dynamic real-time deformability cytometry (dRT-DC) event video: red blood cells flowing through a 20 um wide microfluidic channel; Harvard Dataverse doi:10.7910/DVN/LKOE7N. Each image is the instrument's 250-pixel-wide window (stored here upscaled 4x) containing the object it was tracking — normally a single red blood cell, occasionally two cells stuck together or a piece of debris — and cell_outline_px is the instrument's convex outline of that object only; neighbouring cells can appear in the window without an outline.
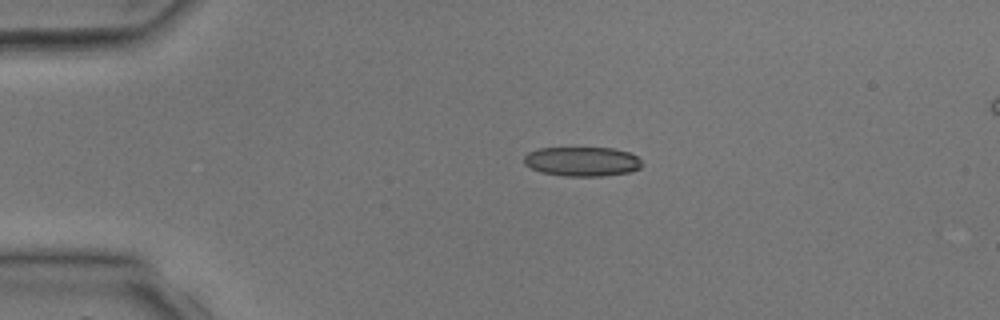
{"species": "common noctule bat (a hibernating species)", "species_latin": "Nyctalus noctula", "temperature_condition": "room temperature", "stored_images_in_passage": 4, "camera_frame_rate_fps": 3000, "um_per_image_px": 0.085, "animal": {"sex": "male", "body_mass_g": 17.9, "forearm_length_mm": 54.2}, "frame": {"image": 1, "passage_image": 2, "time_ms": 1.333, "image_size_px": [1000, 320], "cell_outline_px": [[644, 164], [640, 168], [628, 172], [604, 176], [564, 176], [540, 172], [524, 164], [524, 156], [528, 152], [536, 148], [612, 148], [628, 152], [636, 156]], "centroid_in_image_um": [49.46, 13.73], "position_along_channel_um": 35.5, "area_um2": 20.29}}